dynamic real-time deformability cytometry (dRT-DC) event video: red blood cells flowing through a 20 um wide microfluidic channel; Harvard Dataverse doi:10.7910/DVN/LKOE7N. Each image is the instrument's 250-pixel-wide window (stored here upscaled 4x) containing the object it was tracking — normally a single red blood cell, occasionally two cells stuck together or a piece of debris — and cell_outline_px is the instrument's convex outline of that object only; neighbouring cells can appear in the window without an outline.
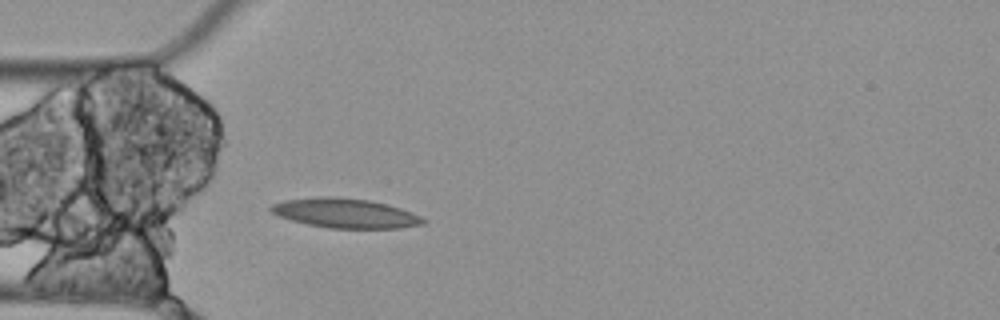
{"species": "Egyptian fruit bat (a non-hibernating species)", "species_latin": "Rousettus aegyptiacus", "temperature_condition": "cold", "stored_images_in_passage": 5, "camera_frame_rate_fps": 3000, "um_per_image_px": 0.085, "animal": {"sex": "female"}, "frame": {"image": 1, "passage_image": 5, "time_ms": 1.333, "image_size_px": [1000, 320], "cell_outline_px": [[428, 220], [424, 224], [400, 228], [328, 228], [308, 224], [292, 220], [280, 216], [272, 212], [268, 208], [272, 204], [284, 200], [320, 196], [336, 196], [368, 200], [388, 204], [400, 208], [420, 216]], "centroid_in_image_um": [29.36, 18.11], "position_along_channel_um": 55.6, "area_um2": 26.18}}